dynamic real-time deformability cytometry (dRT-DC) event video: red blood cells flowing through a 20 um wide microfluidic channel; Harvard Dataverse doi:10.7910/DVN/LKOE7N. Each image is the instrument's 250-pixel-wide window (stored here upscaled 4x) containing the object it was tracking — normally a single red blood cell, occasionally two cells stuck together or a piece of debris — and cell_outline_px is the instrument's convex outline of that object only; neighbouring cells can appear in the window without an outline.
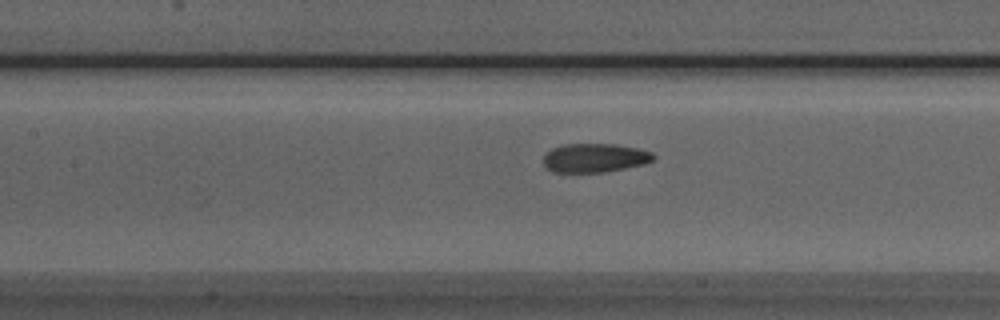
{"species": "Egyptian fruit bat (a non-hibernating species)", "species_latin": "Rousettus aegyptiacus", "temperature_condition": "room temperature", "stored_images_in_passage": 37, "camera_frame_rate_fps": 3000, "um_per_image_px": 0.085, "animal": {"sex": "male"}, "frame": {"image": 1, "passage_image": 14, "time_ms": 4.333, "image_size_px": [1000, 320], "cell_outline_px": [[656, 156], [652, 160], [644, 164], [604, 172], [552, 172], [544, 164], [544, 156], [552, 148], [564, 144], [616, 144], [636, 148], [652, 152]], "centroid_in_image_um": [50.56, 13.42], "position_along_channel_um": 156.8, "area_um2": 18.38}}
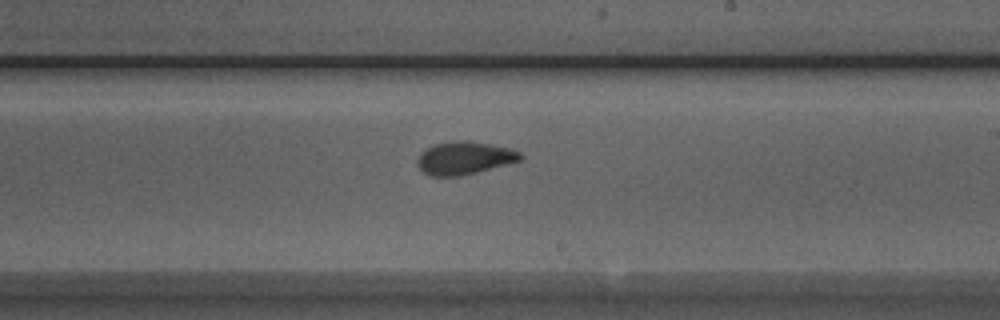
{"frame": {"image": 2, "passage_image": 21, "time_ms": 6.667, "image_size_px": [1000, 320], "cell_outline_px": [[524, 156], [520, 160], [476, 172], [460, 176], [432, 176], [424, 172], [416, 164], [416, 160], [428, 148], [436, 144], [456, 140], [468, 140], [508, 148], [520, 152]], "centroid_in_image_um": [39.47, 13.43], "position_along_channel_um": 249.5, "area_um2": 19.31}}
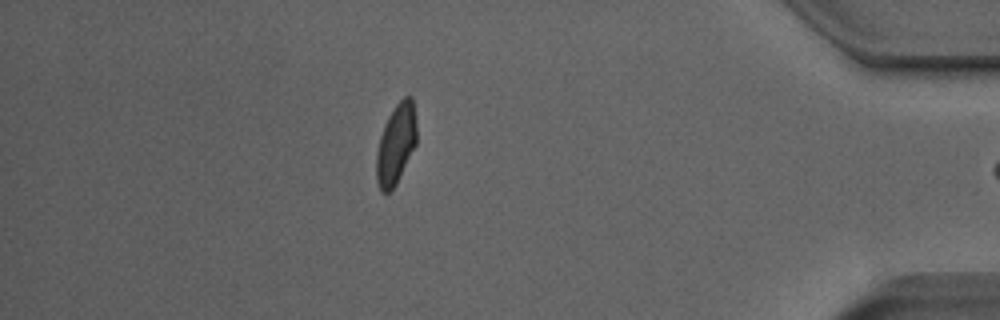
{"frame": {"image": 3, "passage_image": 36, "time_ms": 11.667, "image_size_px": [1000, 320], "cell_outline_px": [[416, 144], [396, 184], [388, 192], [380, 192], [376, 180], [376, 152], [380, 136], [384, 124], [388, 116], [396, 104], [404, 96], [412, 96], [416, 120]], "centroid_in_image_um": [33.64, 12.24], "position_along_channel_um": 401.6, "area_um2": 18.84}, "authors_computed_cell_mechanics": {"area_um2": 19.3052, "velocity_mm_per_s": 3.9841, "shape_relaxation_time_tau1_ms": 6.56, "shape_relaxation_time_tau2_ms": 1.4972, "deformation_change_tau1": 0.1678, "deformation_change_tau2": 0.0713}}